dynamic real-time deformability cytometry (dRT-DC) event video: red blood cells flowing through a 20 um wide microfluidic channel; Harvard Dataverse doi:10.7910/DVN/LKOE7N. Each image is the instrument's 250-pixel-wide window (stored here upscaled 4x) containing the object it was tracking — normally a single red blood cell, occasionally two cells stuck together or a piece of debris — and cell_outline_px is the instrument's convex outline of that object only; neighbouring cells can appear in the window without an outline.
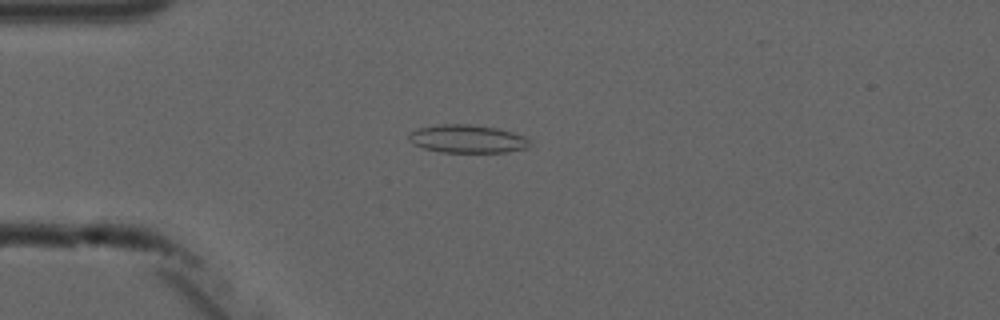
{"species": "common noctule bat (a hibernating species)", "species_latin": "Nyctalus noctula", "temperature_condition": "cold", "stored_images_in_passage": 5, "camera_frame_rate_fps": 3000, "um_per_image_px": 0.085, "animal": {"sex": "male", "forearm_length_mm": 52.5}, "frame": {"image": 1, "passage_image": 4, "time_ms": 3.667, "image_size_px": [1000, 320], "cell_outline_px": [[532, 140], [528, 148], [504, 152], [440, 152], [424, 148], [416, 144], [408, 136], [416, 128], [440, 124], [468, 124], [496, 128], [512, 132], [524, 136]], "centroid_in_image_um": [39.77, 11.8], "position_along_channel_um": 45.2, "area_um2": 19.65}}